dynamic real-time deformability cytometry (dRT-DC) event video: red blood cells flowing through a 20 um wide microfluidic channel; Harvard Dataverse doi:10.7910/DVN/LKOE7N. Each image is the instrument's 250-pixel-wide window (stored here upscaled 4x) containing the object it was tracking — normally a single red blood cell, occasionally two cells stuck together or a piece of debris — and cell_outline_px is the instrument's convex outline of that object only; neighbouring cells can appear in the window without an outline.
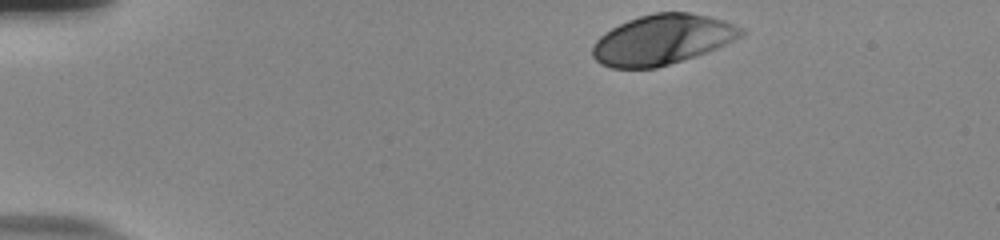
{"species": "human", "species_latin": "Homo sapiens", "temperature_condition": "room temperature", "stored_images_in_passage": 39, "camera_frame_rate_fps": 3000, "um_per_image_px": 0.085, "donor": {"sex": "male"}, "frame": {"image": 1, "passage_image": 1, "time_ms": 0.0, "image_size_px": [1000, 240], "cell_outline_px": [[748, 32], [744, 36], [736, 40], [708, 52], [696, 56], [656, 68], [612, 68], [600, 64], [592, 56], [592, 48], [596, 40], [604, 32], [628, 20], [640, 16], [656, 12], [688, 12], [708, 16], [724, 20], [744, 28]], "centroid_in_image_um": [56.34, 3.37], "position_along_channel_um": 28.7, "area_um2": 43.64}}
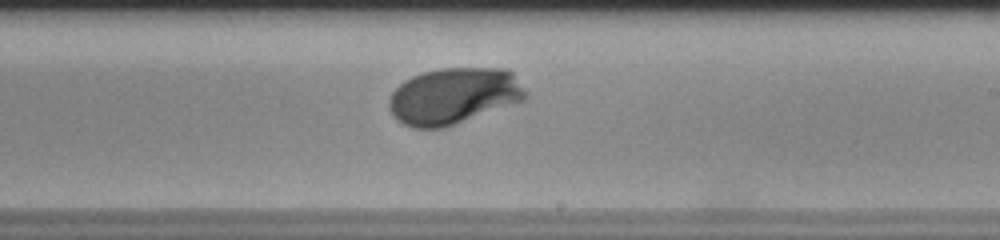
{"frame": {"image": 2, "passage_image": 26, "time_ms": 8.333, "image_size_px": [1000, 240], "cell_outline_px": [[528, 96], [524, 100], [444, 128], [412, 128], [396, 120], [392, 116], [388, 108], [388, 100], [392, 92], [404, 80], [412, 76], [424, 72], [440, 68], [508, 68], [512, 72], [528, 92]], "centroid_in_image_um": [38.55, 8.15], "position_along_channel_um": 250.4, "area_um2": 45.14}}
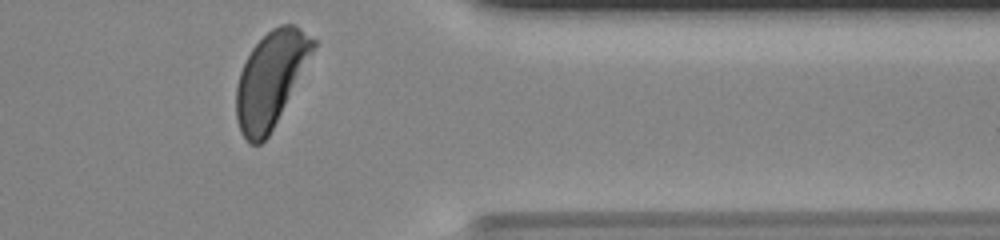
{"frame": {"image": 3, "passage_image": 38, "time_ms": 12.333, "image_size_px": [1000, 240], "cell_outline_px": [[316, 44], [268, 136], [260, 144], [252, 144], [240, 132], [236, 120], [236, 88], [240, 72], [252, 48], [272, 28], [280, 24], [292, 24], [300, 28], [316, 40]], "centroid_in_image_um": [22.97, 6.72], "position_along_channel_um": 388.4, "area_um2": 41.21}, "authors_computed_cell_mechanics": {"area_um2": 43.8124, "velocity_mm_per_s": 3.677, "shape_relaxation_time_tau1_ms": 2.4944, "shape_relaxation_time_tau2_ms": null, "deformation_change_tau1": 0.1628, "deformation_change_tau2": null}}